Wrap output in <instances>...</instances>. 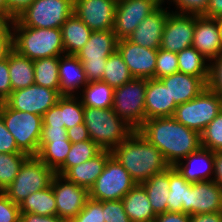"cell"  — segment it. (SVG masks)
Instances as JSON below:
<instances>
[{"mask_svg":"<svg viewBox=\"0 0 222 222\" xmlns=\"http://www.w3.org/2000/svg\"><path fill=\"white\" fill-rule=\"evenodd\" d=\"M138 131L158 147L165 161L174 166L201 146V134L173 117L147 119Z\"/></svg>","mask_w":222,"mask_h":222,"instance_id":"1","label":"cell"},{"mask_svg":"<svg viewBox=\"0 0 222 222\" xmlns=\"http://www.w3.org/2000/svg\"><path fill=\"white\" fill-rule=\"evenodd\" d=\"M111 152L138 184L170 167L158 147L151 144L138 130Z\"/></svg>","mask_w":222,"mask_h":222,"instance_id":"2","label":"cell"},{"mask_svg":"<svg viewBox=\"0 0 222 222\" xmlns=\"http://www.w3.org/2000/svg\"><path fill=\"white\" fill-rule=\"evenodd\" d=\"M83 123L90 139L103 150L112 151L136 131L112 108L84 107Z\"/></svg>","mask_w":222,"mask_h":222,"instance_id":"3","label":"cell"},{"mask_svg":"<svg viewBox=\"0 0 222 222\" xmlns=\"http://www.w3.org/2000/svg\"><path fill=\"white\" fill-rule=\"evenodd\" d=\"M13 49L31 60L62 56L65 49L60 28H32L12 21Z\"/></svg>","mask_w":222,"mask_h":222,"instance_id":"4","label":"cell"},{"mask_svg":"<svg viewBox=\"0 0 222 222\" xmlns=\"http://www.w3.org/2000/svg\"><path fill=\"white\" fill-rule=\"evenodd\" d=\"M0 117L13 135L18 149L28 156H37L42 130V116L30 112L17 111L0 103Z\"/></svg>","mask_w":222,"mask_h":222,"instance_id":"5","label":"cell"},{"mask_svg":"<svg viewBox=\"0 0 222 222\" xmlns=\"http://www.w3.org/2000/svg\"><path fill=\"white\" fill-rule=\"evenodd\" d=\"M118 40L113 29L91 33L87 43L76 54L83 64L88 82L102 79L107 58L117 50Z\"/></svg>","mask_w":222,"mask_h":222,"instance_id":"6","label":"cell"},{"mask_svg":"<svg viewBox=\"0 0 222 222\" xmlns=\"http://www.w3.org/2000/svg\"><path fill=\"white\" fill-rule=\"evenodd\" d=\"M54 175L55 172L37 156H29L21 165L15 180L4 193L19 205L29 194L49 187Z\"/></svg>","mask_w":222,"mask_h":222,"instance_id":"7","label":"cell"},{"mask_svg":"<svg viewBox=\"0 0 222 222\" xmlns=\"http://www.w3.org/2000/svg\"><path fill=\"white\" fill-rule=\"evenodd\" d=\"M221 110L222 98L206 87L194 99L177 105L173 118L201 134Z\"/></svg>","mask_w":222,"mask_h":222,"instance_id":"8","label":"cell"},{"mask_svg":"<svg viewBox=\"0 0 222 222\" xmlns=\"http://www.w3.org/2000/svg\"><path fill=\"white\" fill-rule=\"evenodd\" d=\"M73 9L74 0H34L14 20L24 27L60 28Z\"/></svg>","mask_w":222,"mask_h":222,"instance_id":"9","label":"cell"},{"mask_svg":"<svg viewBox=\"0 0 222 222\" xmlns=\"http://www.w3.org/2000/svg\"><path fill=\"white\" fill-rule=\"evenodd\" d=\"M147 79L133 78L114 89L113 111L135 130L145 121Z\"/></svg>","mask_w":222,"mask_h":222,"instance_id":"10","label":"cell"},{"mask_svg":"<svg viewBox=\"0 0 222 222\" xmlns=\"http://www.w3.org/2000/svg\"><path fill=\"white\" fill-rule=\"evenodd\" d=\"M136 184L128 171L111 155L89 189V198L97 201L122 200Z\"/></svg>","mask_w":222,"mask_h":222,"instance_id":"11","label":"cell"},{"mask_svg":"<svg viewBox=\"0 0 222 222\" xmlns=\"http://www.w3.org/2000/svg\"><path fill=\"white\" fill-rule=\"evenodd\" d=\"M62 95L54 89L37 84L18 89L4 103L12 109L43 116L52 106L56 105Z\"/></svg>","mask_w":222,"mask_h":222,"instance_id":"12","label":"cell"},{"mask_svg":"<svg viewBox=\"0 0 222 222\" xmlns=\"http://www.w3.org/2000/svg\"><path fill=\"white\" fill-rule=\"evenodd\" d=\"M56 200L57 216L65 221L74 218L89 199V190L55 174L51 181Z\"/></svg>","mask_w":222,"mask_h":222,"instance_id":"13","label":"cell"},{"mask_svg":"<svg viewBox=\"0 0 222 222\" xmlns=\"http://www.w3.org/2000/svg\"><path fill=\"white\" fill-rule=\"evenodd\" d=\"M160 5L159 0H118L113 27L117 38H128L140 22Z\"/></svg>","mask_w":222,"mask_h":222,"instance_id":"14","label":"cell"},{"mask_svg":"<svg viewBox=\"0 0 222 222\" xmlns=\"http://www.w3.org/2000/svg\"><path fill=\"white\" fill-rule=\"evenodd\" d=\"M196 15L169 12L164 24L161 47L178 53L192 46Z\"/></svg>","mask_w":222,"mask_h":222,"instance_id":"15","label":"cell"},{"mask_svg":"<svg viewBox=\"0 0 222 222\" xmlns=\"http://www.w3.org/2000/svg\"><path fill=\"white\" fill-rule=\"evenodd\" d=\"M118 0H74L73 13L92 31L113 29Z\"/></svg>","mask_w":222,"mask_h":222,"instance_id":"16","label":"cell"},{"mask_svg":"<svg viewBox=\"0 0 222 222\" xmlns=\"http://www.w3.org/2000/svg\"><path fill=\"white\" fill-rule=\"evenodd\" d=\"M117 50L133 78H155L157 49H149L124 38L118 40Z\"/></svg>","mask_w":222,"mask_h":222,"instance_id":"17","label":"cell"},{"mask_svg":"<svg viewBox=\"0 0 222 222\" xmlns=\"http://www.w3.org/2000/svg\"><path fill=\"white\" fill-rule=\"evenodd\" d=\"M182 212L189 215L222 212V188L213 180L192 183Z\"/></svg>","mask_w":222,"mask_h":222,"instance_id":"18","label":"cell"},{"mask_svg":"<svg viewBox=\"0 0 222 222\" xmlns=\"http://www.w3.org/2000/svg\"><path fill=\"white\" fill-rule=\"evenodd\" d=\"M162 6L161 4L155 11L145 17L127 39L149 49H159L164 24L169 14V10Z\"/></svg>","mask_w":222,"mask_h":222,"instance_id":"19","label":"cell"},{"mask_svg":"<svg viewBox=\"0 0 222 222\" xmlns=\"http://www.w3.org/2000/svg\"><path fill=\"white\" fill-rule=\"evenodd\" d=\"M173 167L190 183L211 181L214 174V152L201 147Z\"/></svg>","mask_w":222,"mask_h":222,"instance_id":"20","label":"cell"},{"mask_svg":"<svg viewBox=\"0 0 222 222\" xmlns=\"http://www.w3.org/2000/svg\"><path fill=\"white\" fill-rule=\"evenodd\" d=\"M192 46L208 61L222 54V44L215 19L196 15Z\"/></svg>","mask_w":222,"mask_h":222,"instance_id":"21","label":"cell"},{"mask_svg":"<svg viewBox=\"0 0 222 222\" xmlns=\"http://www.w3.org/2000/svg\"><path fill=\"white\" fill-rule=\"evenodd\" d=\"M177 105L168 88L160 79H147L145 93V120L173 117Z\"/></svg>","mask_w":222,"mask_h":222,"instance_id":"22","label":"cell"},{"mask_svg":"<svg viewBox=\"0 0 222 222\" xmlns=\"http://www.w3.org/2000/svg\"><path fill=\"white\" fill-rule=\"evenodd\" d=\"M160 80L168 88L175 104L180 105L197 97L207 87L208 77H196L178 71Z\"/></svg>","mask_w":222,"mask_h":222,"instance_id":"23","label":"cell"},{"mask_svg":"<svg viewBox=\"0 0 222 222\" xmlns=\"http://www.w3.org/2000/svg\"><path fill=\"white\" fill-rule=\"evenodd\" d=\"M58 72L61 95H76L75 90L81 91V88L88 83L83 64L76 55H62Z\"/></svg>","mask_w":222,"mask_h":222,"instance_id":"24","label":"cell"},{"mask_svg":"<svg viewBox=\"0 0 222 222\" xmlns=\"http://www.w3.org/2000/svg\"><path fill=\"white\" fill-rule=\"evenodd\" d=\"M112 155L110 150H102L98 155L71 167L63 176L70 182H73L86 189H90L97 177L102 173L107 159Z\"/></svg>","mask_w":222,"mask_h":222,"instance_id":"25","label":"cell"},{"mask_svg":"<svg viewBox=\"0 0 222 222\" xmlns=\"http://www.w3.org/2000/svg\"><path fill=\"white\" fill-rule=\"evenodd\" d=\"M124 209L131 222H153L156 218L142 184H136L123 198Z\"/></svg>","mask_w":222,"mask_h":222,"instance_id":"26","label":"cell"},{"mask_svg":"<svg viewBox=\"0 0 222 222\" xmlns=\"http://www.w3.org/2000/svg\"><path fill=\"white\" fill-rule=\"evenodd\" d=\"M65 54L76 55L93 32L74 13L60 27Z\"/></svg>","mask_w":222,"mask_h":222,"instance_id":"27","label":"cell"},{"mask_svg":"<svg viewBox=\"0 0 222 222\" xmlns=\"http://www.w3.org/2000/svg\"><path fill=\"white\" fill-rule=\"evenodd\" d=\"M8 66L12 91L34 84L33 60L12 49L8 54Z\"/></svg>","mask_w":222,"mask_h":222,"instance_id":"28","label":"cell"},{"mask_svg":"<svg viewBox=\"0 0 222 222\" xmlns=\"http://www.w3.org/2000/svg\"><path fill=\"white\" fill-rule=\"evenodd\" d=\"M146 190L154 214L157 216L167 212V198L169 196V168L154 174L141 183Z\"/></svg>","mask_w":222,"mask_h":222,"instance_id":"29","label":"cell"},{"mask_svg":"<svg viewBox=\"0 0 222 222\" xmlns=\"http://www.w3.org/2000/svg\"><path fill=\"white\" fill-rule=\"evenodd\" d=\"M80 96L84 107H94L100 109H109L113 107L114 88L104 81L88 82Z\"/></svg>","mask_w":222,"mask_h":222,"instance_id":"30","label":"cell"},{"mask_svg":"<svg viewBox=\"0 0 222 222\" xmlns=\"http://www.w3.org/2000/svg\"><path fill=\"white\" fill-rule=\"evenodd\" d=\"M21 213L41 216H57L56 200L51 185L41 191L29 194L19 204Z\"/></svg>","mask_w":222,"mask_h":222,"instance_id":"31","label":"cell"},{"mask_svg":"<svg viewBox=\"0 0 222 222\" xmlns=\"http://www.w3.org/2000/svg\"><path fill=\"white\" fill-rule=\"evenodd\" d=\"M61 56L33 60L34 84L60 93L59 62Z\"/></svg>","mask_w":222,"mask_h":222,"instance_id":"32","label":"cell"},{"mask_svg":"<svg viewBox=\"0 0 222 222\" xmlns=\"http://www.w3.org/2000/svg\"><path fill=\"white\" fill-rule=\"evenodd\" d=\"M71 144L70 140H52L50 143H39L37 157L56 172L65 163Z\"/></svg>","mask_w":222,"mask_h":222,"instance_id":"33","label":"cell"},{"mask_svg":"<svg viewBox=\"0 0 222 222\" xmlns=\"http://www.w3.org/2000/svg\"><path fill=\"white\" fill-rule=\"evenodd\" d=\"M191 185L173 166L169 167L168 212H182V205H187L188 188Z\"/></svg>","mask_w":222,"mask_h":222,"instance_id":"34","label":"cell"},{"mask_svg":"<svg viewBox=\"0 0 222 222\" xmlns=\"http://www.w3.org/2000/svg\"><path fill=\"white\" fill-rule=\"evenodd\" d=\"M177 59L179 72L196 77H209V61L193 46L178 52Z\"/></svg>","mask_w":222,"mask_h":222,"instance_id":"35","label":"cell"},{"mask_svg":"<svg viewBox=\"0 0 222 222\" xmlns=\"http://www.w3.org/2000/svg\"><path fill=\"white\" fill-rule=\"evenodd\" d=\"M132 79L133 76L124 62L122 55L118 50L114 51L107 58L101 81L108 83L112 88L115 89Z\"/></svg>","mask_w":222,"mask_h":222,"instance_id":"36","label":"cell"},{"mask_svg":"<svg viewBox=\"0 0 222 222\" xmlns=\"http://www.w3.org/2000/svg\"><path fill=\"white\" fill-rule=\"evenodd\" d=\"M102 150L103 149H101L91 139L72 143L71 149L66 156L65 163L55 172V174L63 176L71 167H74L85 161H89L98 155Z\"/></svg>","mask_w":222,"mask_h":222,"instance_id":"37","label":"cell"},{"mask_svg":"<svg viewBox=\"0 0 222 222\" xmlns=\"http://www.w3.org/2000/svg\"><path fill=\"white\" fill-rule=\"evenodd\" d=\"M29 156L24 153H0V192L15 180L19 169Z\"/></svg>","mask_w":222,"mask_h":222,"instance_id":"38","label":"cell"},{"mask_svg":"<svg viewBox=\"0 0 222 222\" xmlns=\"http://www.w3.org/2000/svg\"><path fill=\"white\" fill-rule=\"evenodd\" d=\"M83 115L84 106L77 95L61 96V118L66 129L83 123Z\"/></svg>","mask_w":222,"mask_h":222,"instance_id":"39","label":"cell"},{"mask_svg":"<svg viewBox=\"0 0 222 222\" xmlns=\"http://www.w3.org/2000/svg\"><path fill=\"white\" fill-rule=\"evenodd\" d=\"M201 146L213 152L222 151V110L201 133Z\"/></svg>","mask_w":222,"mask_h":222,"instance_id":"40","label":"cell"},{"mask_svg":"<svg viewBox=\"0 0 222 222\" xmlns=\"http://www.w3.org/2000/svg\"><path fill=\"white\" fill-rule=\"evenodd\" d=\"M178 71L177 53L162 48L157 49L155 79H161Z\"/></svg>","mask_w":222,"mask_h":222,"instance_id":"41","label":"cell"},{"mask_svg":"<svg viewBox=\"0 0 222 222\" xmlns=\"http://www.w3.org/2000/svg\"><path fill=\"white\" fill-rule=\"evenodd\" d=\"M68 222H105L104 201L89 198L83 209Z\"/></svg>","mask_w":222,"mask_h":222,"instance_id":"42","label":"cell"},{"mask_svg":"<svg viewBox=\"0 0 222 222\" xmlns=\"http://www.w3.org/2000/svg\"><path fill=\"white\" fill-rule=\"evenodd\" d=\"M207 88L222 98V54L209 63Z\"/></svg>","mask_w":222,"mask_h":222,"instance_id":"43","label":"cell"},{"mask_svg":"<svg viewBox=\"0 0 222 222\" xmlns=\"http://www.w3.org/2000/svg\"><path fill=\"white\" fill-rule=\"evenodd\" d=\"M21 212L18 204H15L4 192H0V222H20Z\"/></svg>","mask_w":222,"mask_h":222,"instance_id":"44","label":"cell"},{"mask_svg":"<svg viewBox=\"0 0 222 222\" xmlns=\"http://www.w3.org/2000/svg\"><path fill=\"white\" fill-rule=\"evenodd\" d=\"M105 222H131L122 200L104 201Z\"/></svg>","mask_w":222,"mask_h":222,"instance_id":"45","label":"cell"},{"mask_svg":"<svg viewBox=\"0 0 222 222\" xmlns=\"http://www.w3.org/2000/svg\"><path fill=\"white\" fill-rule=\"evenodd\" d=\"M171 3L175 4V13L203 15L209 0H172ZM179 10V11H178Z\"/></svg>","mask_w":222,"mask_h":222,"instance_id":"46","label":"cell"},{"mask_svg":"<svg viewBox=\"0 0 222 222\" xmlns=\"http://www.w3.org/2000/svg\"><path fill=\"white\" fill-rule=\"evenodd\" d=\"M12 49H13L12 21H5L0 26V62L7 58L8 54Z\"/></svg>","mask_w":222,"mask_h":222,"instance_id":"47","label":"cell"},{"mask_svg":"<svg viewBox=\"0 0 222 222\" xmlns=\"http://www.w3.org/2000/svg\"><path fill=\"white\" fill-rule=\"evenodd\" d=\"M13 135L6 128L0 117V153H20Z\"/></svg>","mask_w":222,"mask_h":222,"instance_id":"48","label":"cell"},{"mask_svg":"<svg viewBox=\"0 0 222 222\" xmlns=\"http://www.w3.org/2000/svg\"><path fill=\"white\" fill-rule=\"evenodd\" d=\"M12 92L9 77L8 56L0 62V103L4 102Z\"/></svg>","mask_w":222,"mask_h":222,"instance_id":"49","label":"cell"},{"mask_svg":"<svg viewBox=\"0 0 222 222\" xmlns=\"http://www.w3.org/2000/svg\"><path fill=\"white\" fill-rule=\"evenodd\" d=\"M52 140H69L66 128L42 126L40 143H50Z\"/></svg>","mask_w":222,"mask_h":222,"instance_id":"50","label":"cell"},{"mask_svg":"<svg viewBox=\"0 0 222 222\" xmlns=\"http://www.w3.org/2000/svg\"><path fill=\"white\" fill-rule=\"evenodd\" d=\"M42 126L65 127L61 118V97L56 105L52 106L43 116Z\"/></svg>","mask_w":222,"mask_h":222,"instance_id":"51","label":"cell"},{"mask_svg":"<svg viewBox=\"0 0 222 222\" xmlns=\"http://www.w3.org/2000/svg\"><path fill=\"white\" fill-rule=\"evenodd\" d=\"M34 0H7V21H13Z\"/></svg>","mask_w":222,"mask_h":222,"instance_id":"52","label":"cell"},{"mask_svg":"<svg viewBox=\"0 0 222 222\" xmlns=\"http://www.w3.org/2000/svg\"><path fill=\"white\" fill-rule=\"evenodd\" d=\"M66 130H67L68 139L72 143L90 140L89 132L84 123L74 125L73 127Z\"/></svg>","mask_w":222,"mask_h":222,"instance_id":"53","label":"cell"},{"mask_svg":"<svg viewBox=\"0 0 222 222\" xmlns=\"http://www.w3.org/2000/svg\"><path fill=\"white\" fill-rule=\"evenodd\" d=\"M153 222H190V215L183 212H165L156 216Z\"/></svg>","mask_w":222,"mask_h":222,"instance_id":"54","label":"cell"},{"mask_svg":"<svg viewBox=\"0 0 222 222\" xmlns=\"http://www.w3.org/2000/svg\"><path fill=\"white\" fill-rule=\"evenodd\" d=\"M20 222H67L58 216H41L32 213H21Z\"/></svg>","mask_w":222,"mask_h":222,"instance_id":"55","label":"cell"},{"mask_svg":"<svg viewBox=\"0 0 222 222\" xmlns=\"http://www.w3.org/2000/svg\"><path fill=\"white\" fill-rule=\"evenodd\" d=\"M202 16L213 19L222 17V0H209L206 12Z\"/></svg>","mask_w":222,"mask_h":222,"instance_id":"56","label":"cell"},{"mask_svg":"<svg viewBox=\"0 0 222 222\" xmlns=\"http://www.w3.org/2000/svg\"><path fill=\"white\" fill-rule=\"evenodd\" d=\"M190 222H222V212L190 215Z\"/></svg>","mask_w":222,"mask_h":222,"instance_id":"57","label":"cell"},{"mask_svg":"<svg viewBox=\"0 0 222 222\" xmlns=\"http://www.w3.org/2000/svg\"><path fill=\"white\" fill-rule=\"evenodd\" d=\"M213 181L222 188V151L214 152V174Z\"/></svg>","mask_w":222,"mask_h":222,"instance_id":"58","label":"cell"},{"mask_svg":"<svg viewBox=\"0 0 222 222\" xmlns=\"http://www.w3.org/2000/svg\"><path fill=\"white\" fill-rule=\"evenodd\" d=\"M0 17L7 21V0H0Z\"/></svg>","mask_w":222,"mask_h":222,"instance_id":"59","label":"cell"},{"mask_svg":"<svg viewBox=\"0 0 222 222\" xmlns=\"http://www.w3.org/2000/svg\"><path fill=\"white\" fill-rule=\"evenodd\" d=\"M215 20H216V24H217V27H218L220 41H221V44H222V17H218Z\"/></svg>","mask_w":222,"mask_h":222,"instance_id":"60","label":"cell"},{"mask_svg":"<svg viewBox=\"0 0 222 222\" xmlns=\"http://www.w3.org/2000/svg\"><path fill=\"white\" fill-rule=\"evenodd\" d=\"M4 22H5V20L0 17V26H1Z\"/></svg>","mask_w":222,"mask_h":222,"instance_id":"61","label":"cell"},{"mask_svg":"<svg viewBox=\"0 0 222 222\" xmlns=\"http://www.w3.org/2000/svg\"><path fill=\"white\" fill-rule=\"evenodd\" d=\"M170 0H167V2ZM172 1V0H171ZM160 4H163L164 2H166L165 0H159Z\"/></svg>","mask_w":222,"mask_h":222,"instance_id":"62","label":"cell"}]
</instances>
